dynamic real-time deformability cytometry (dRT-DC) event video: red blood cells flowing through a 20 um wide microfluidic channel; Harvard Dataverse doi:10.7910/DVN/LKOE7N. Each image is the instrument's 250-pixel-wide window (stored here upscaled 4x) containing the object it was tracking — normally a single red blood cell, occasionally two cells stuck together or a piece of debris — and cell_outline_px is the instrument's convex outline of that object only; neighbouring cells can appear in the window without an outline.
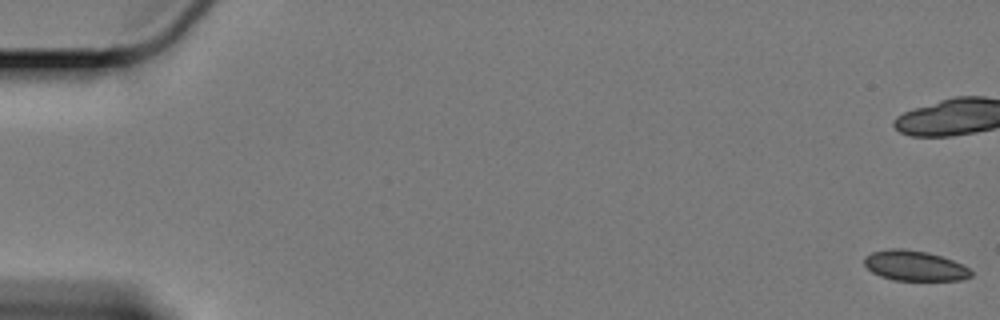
{"species": "Egyptian fruit bat (a non-hibernating species)", "species_latin": "Rousettus aegyptiacus", "temperature_condition": "cold", "stored_images_in_passage": 9, "camera_frame_rate_fps": 3000, "um_per_image_px": 0.085, "animal": {"sex": "female"}, "frame": {"image": 1, "passage_image": 1, "time_ms": 0.0, "image_size_px": [1000, 320], "cell_outline_px": [[972, 276], [960, 280], [892, 280], [880, 276], [872, 272], [864, 264], [864, 256], [872, 252], [892, 248], [900, 248], [928, 252], [952, 260], [968, 268], [972, 272]], "centroid_in_image_um": [77.71, 22.59], "position_along_channel_um": 7.3, "area_um2": 18.67}}